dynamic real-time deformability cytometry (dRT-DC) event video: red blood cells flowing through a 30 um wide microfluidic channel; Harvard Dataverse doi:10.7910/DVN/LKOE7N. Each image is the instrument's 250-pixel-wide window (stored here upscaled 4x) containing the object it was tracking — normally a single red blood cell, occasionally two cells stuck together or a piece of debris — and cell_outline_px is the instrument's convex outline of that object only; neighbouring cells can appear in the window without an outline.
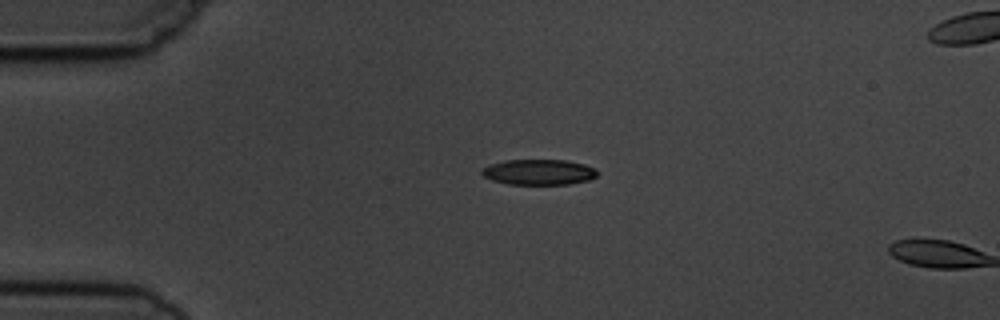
{"species": "common noctule bat (a hibernating species)", "species_latin": "Nyctalus noctula", "temperature_condition": "cold", "stored_images_in_passage": 4, "camera_frame_rate_fps": 3000, "um_per_image_px": 0.085, "animal": {"sex": "male", "body_mass_g": 19.5, "forearm_length_mm": 54.6}, "frame": {"image": 1, "passage_image": 3, "time_ms": 2.333, "image_size_px": [1000, 320], "cell_outline_px": [[596, 176], [588, 180], [568, 184], [508, 184], [492, 180], [484, 176], [480, 172], [484, 168], [492, 164], [504, 160], [568, 160], [584, 164], [596, 168]], "centroid_in_image_um": [45.81, 14.62], "position_along_channel_um": 39.2, "area_um2": 17.05}}